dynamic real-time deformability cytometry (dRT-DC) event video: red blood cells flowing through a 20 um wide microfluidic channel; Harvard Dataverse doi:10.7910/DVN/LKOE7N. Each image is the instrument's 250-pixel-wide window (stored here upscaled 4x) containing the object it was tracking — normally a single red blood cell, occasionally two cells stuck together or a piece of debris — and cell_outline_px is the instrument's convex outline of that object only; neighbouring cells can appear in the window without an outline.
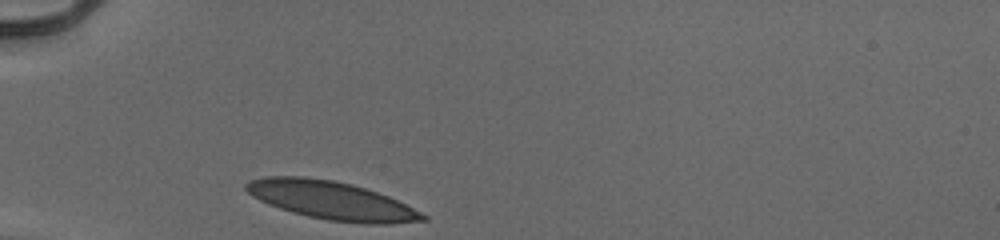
{"species": "human", "species_latin": "Homo sapiens", "temperature_condition": "cold", "stored_images_in_passage": 28, "camera_frame_rate_fps": 3000, "um_per_image_px": 0.085, "donor": {"sex": "male"}, "frame": {"image": 1, "passage_image": 1, "time_ms": 0.0, "image_size_px": [1000, 240], "cell_outline_px": [[428, 220], [392, 224], [364, 224], [328, 220], [308, 216], [292, 212], [268, 204], [252, 196], [244, 188], [244, 184], [248, 180], [264, 176], [300, 176], [332, 180], [352, 184], [388, 196], [428, 216]], "centroid_in_image_um": [28.14, 17.03], "position_along_channel_um": 56.9, "area_um2": 39.3}}
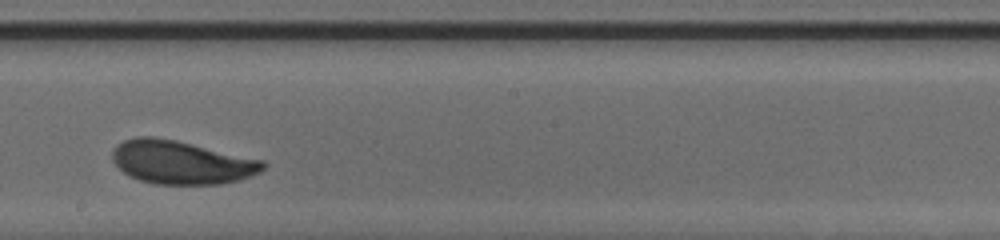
{"frame": {"image": 2, "passage_image": 16, "time_ms": 5.0, "image_size_px": [1000, 240], "cell_outline_px": [[264, 168], [248, 176], [236, 180], [220, 184], [156, 184], [140, 180], [128, 176], [112, 160], [112, 152], [116, 144], [124, 140], [136, 136], [152, 136], [176, 140], [264, 160]], "centroid_in_image_um": [15.35, 13.78], "position_along_channel_um": 232.8, "area_um2": 37.86}}
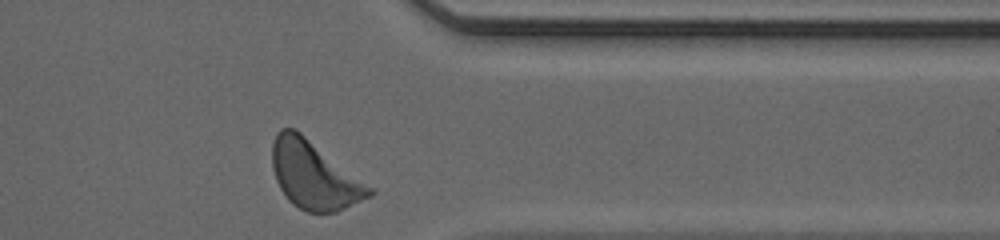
{"frame": {"image": 3, "passage_image": 28, "time_ms": 9.0, "image_size_px": [1000, 240], "cell_outline_px": [[376, 192], [372, 196], [336, 212], [308, 212], [300, 208], [288, 200], [280, 188], [276, 180], [272, 168], [272, 144], [276, 132], [280, 128], [292, 128], [300, 132], [376, 188]], "centroid_in_image_um": [26.74, 14.88], "position_along_channel_um": 384.7, "area_um2": 38.73}, "authors_computed_cell_mechanics": {"area_um2": 37.859, "velocity_mm_per_s": 3.8865, "shape_relaxation_time_tau1_ms": 2.1911, "shape_relaxation_time_tau2_ms": null, "deformation_change_tau1": 0.1042, "deformation_change_tau2": null}}